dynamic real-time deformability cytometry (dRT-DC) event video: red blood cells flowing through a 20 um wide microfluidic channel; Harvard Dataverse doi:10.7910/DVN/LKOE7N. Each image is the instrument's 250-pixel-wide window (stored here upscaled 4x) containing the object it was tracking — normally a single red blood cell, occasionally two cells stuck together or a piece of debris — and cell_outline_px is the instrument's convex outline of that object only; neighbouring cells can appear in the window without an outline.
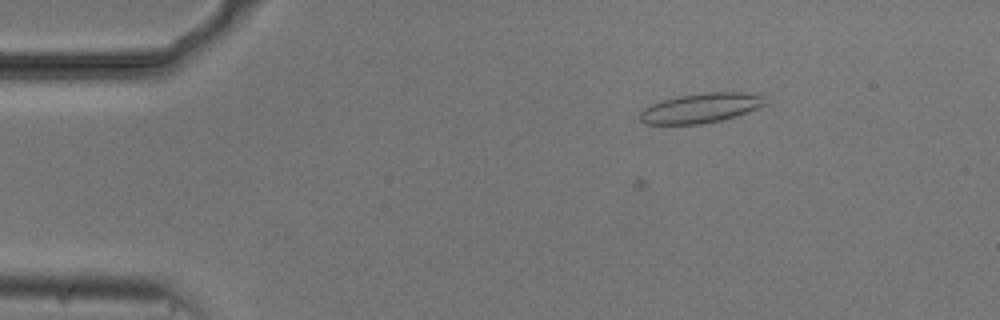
{"species": "common noctule bat (a hibernating species)", "species_latin": "Nyctalus noctula", "temperature_condition": "cold", "stored_images_in_passage": 2, "camera_frame_rate_fps": 3000, "um_per_image_px": 0.085, "animal": {"sex": "male", "body_mass_g": 20.5, "forearm_length_mm": 52.5}, "frame": {"image": 1, "passage_image": 2, "time_ms": 0.333, "image_size_px": [1000, 320], "cell_outline_px": [[768, 104], [720, 120], [700, 124], [644, 124], [640, 120], [640, 112], [644, 108], [660, 100], [680, 96], [704, 92], [744, 92], [764, 96]], "centroid_in_image_um": [59.54, 9.17], "position_along_channel_um": 25.5, "area_um2": 21.44}}